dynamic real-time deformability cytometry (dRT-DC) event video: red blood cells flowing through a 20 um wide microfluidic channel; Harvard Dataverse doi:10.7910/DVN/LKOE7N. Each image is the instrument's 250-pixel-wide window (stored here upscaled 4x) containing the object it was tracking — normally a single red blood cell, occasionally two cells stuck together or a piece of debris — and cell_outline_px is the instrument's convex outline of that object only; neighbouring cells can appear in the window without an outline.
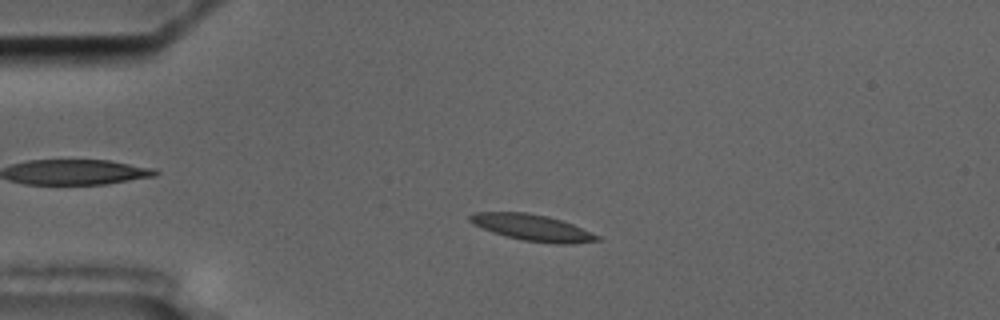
{"species": "common noctule bat (a hibernating species)", "species_latin": "Nyctalus noctula", "temperature_condition": "cold", "stored_images_in_passage": 5, "camera_frame_rate_fps": 3000, "um_per_image_px": 0.085, "animal": {"sex": "male", "body_mass_g": 17.5, "forearm_length_mm": 52.3}, "frame": {"image": 1, "passage_image": 4, "time_ms": 5.333, "image_size_px": [1000, 320], "cell_outline_px": [[600, 240], [572, 244], [556, 244], [520, 240], [492, 232], [472, 224], [468, 220], [468, 216], [472, 212], [528, 212], [548, 216], [572, 224], [600, 236]], "centroid_in_image_um": [45.21, 19.34], "position_along_channel_um": 39.8, "area_um2": 19.65}}